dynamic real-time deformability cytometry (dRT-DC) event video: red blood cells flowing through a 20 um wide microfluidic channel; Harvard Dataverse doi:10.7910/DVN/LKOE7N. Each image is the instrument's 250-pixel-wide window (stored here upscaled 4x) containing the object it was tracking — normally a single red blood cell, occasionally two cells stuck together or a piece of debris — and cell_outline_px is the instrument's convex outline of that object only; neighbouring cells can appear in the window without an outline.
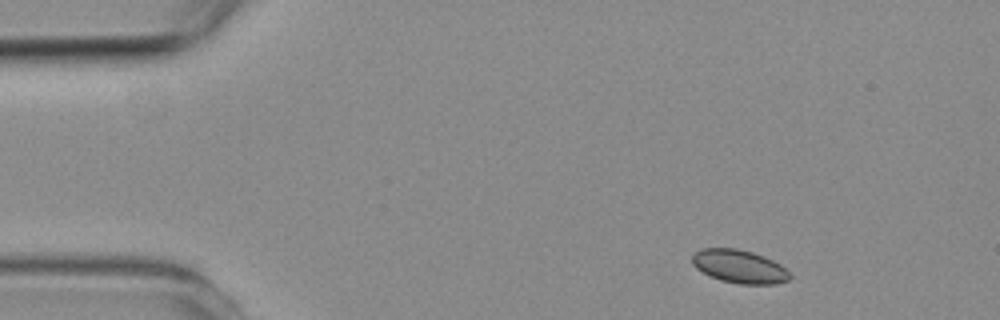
{"species": "common noctule bat (a hibernating species)", "species_latin": "Nyctalus noctula", "temperature_condition": "room temperature", "stored_images_in_passage": 4, "camera_frame_rate_fps": 3000, "um_per_image_px": 0.085, "animal": {"sex": "female", "body_mass_g": 19.3, "forearm_length_mm": 54.1}, "frame": {"image": 1, "passage_image": 1, "time_ms": 0.0, "image_size_px": [1000, 320], "cell_outline_px": [[792, 276], [788, 280], [776, 284], [740, 284], [720, 280], [696, 268], [692, 264], [692, 252], [700, 248], [736, 248], [752, 252], [764, 256], [780, 264]], "centroid_in_image_um": [62.82, 22.64], "position_along_channel_um": 22.2, "area_um2": 18.96}}